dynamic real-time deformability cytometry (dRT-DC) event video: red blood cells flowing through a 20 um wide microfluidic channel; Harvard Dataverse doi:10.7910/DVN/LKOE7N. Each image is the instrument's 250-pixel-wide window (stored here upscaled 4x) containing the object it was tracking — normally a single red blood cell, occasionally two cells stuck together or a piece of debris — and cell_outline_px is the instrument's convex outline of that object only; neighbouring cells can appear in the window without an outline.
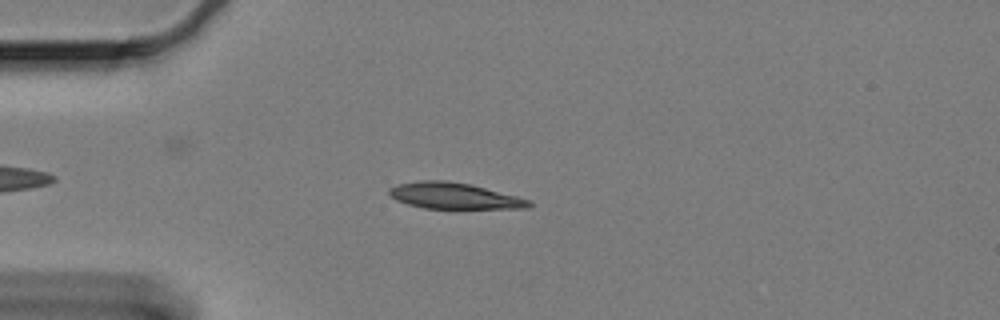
{"species": "Egyptian fruit bat (a non-hibernating species)", "species_latin": "Rousettus aegyptiacus", "temperature_condition": "cold", "stored_images_in_passage": 45, "camera_frame_rate_fps": 3000, "um_per_image_px": 0.085, "animal": {"sex": "female"}, "frame": {"image": 1, "passage_image": 4, "time_ms": 1.0, "image_size_px": [1000, 320], "cell_outline_px": [[532, 204], [528, 208], [456, 212], [424, 208], [408, 204], [396, 200], [388, 196], [388, 188], [400, 184], [420, 180], [444, 180], [468, 184], [532, 200]], "centroid_in_image_um": [38.65, 16.72], "position_along_channel_um": 46.4, "area_um2": 22.54}}
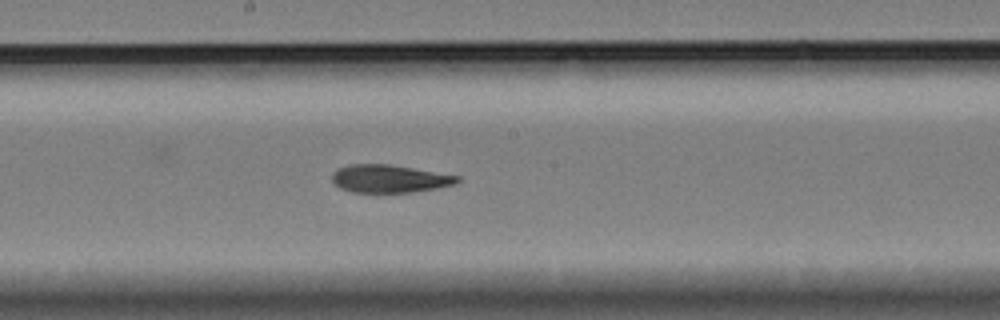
{"frame": {"image": 2, "passage_image": 21, "time_ms": 6.667, "image_size_px": [1000, 320], "cell_outline_px": [[460, 180], [456, 184], [436, 188], [412, 192], [352, 192], [340, 188], [332, 180], [332, 172], [336, 168], [348, 164], [388, 164], [460, 176]], "centroid_in_image_um": [33.07, 15.18], "position_along_channel_um": 215.1, "area_um2": 20.29}}
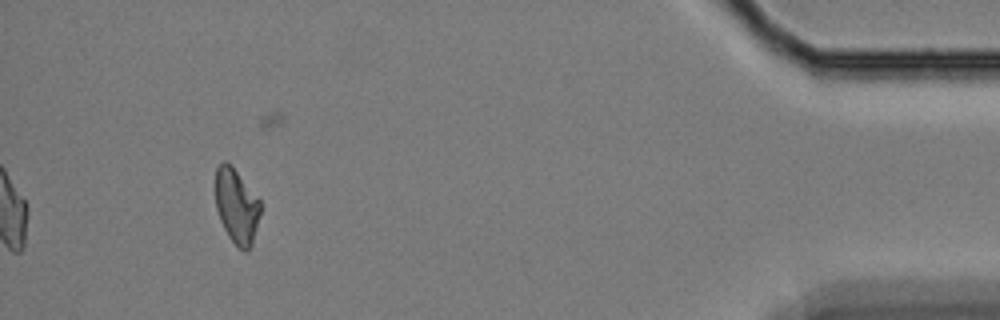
{"frame": {"image": 3, "passage_image": 45, "time_ms": 14.667, "image_size_px": [1000, 320], "cell_outline_px": [[260, 212], [252, 244], [248, 252], [244, 252], [228, 236], [220, 220], [216, 208], [216, 168], [224, 160], [236, 172], [260, 200]], "centroid_in_image_um": [20.1, 17.56], "position_along_channel_um": 415.1, "area_um2": 19.07}, "authors_computed_cell_mechanics": {"area_um2": 21.097, "velocity_mm_per_s": 3.276, "shape_relaxation_time_tau1_ms": 9.824, "shape_relaxation_time_tau2_ms": 6.9798, "deformation_change_tau1": 0.1719, "deformation_change_tau2": 0.1123}}